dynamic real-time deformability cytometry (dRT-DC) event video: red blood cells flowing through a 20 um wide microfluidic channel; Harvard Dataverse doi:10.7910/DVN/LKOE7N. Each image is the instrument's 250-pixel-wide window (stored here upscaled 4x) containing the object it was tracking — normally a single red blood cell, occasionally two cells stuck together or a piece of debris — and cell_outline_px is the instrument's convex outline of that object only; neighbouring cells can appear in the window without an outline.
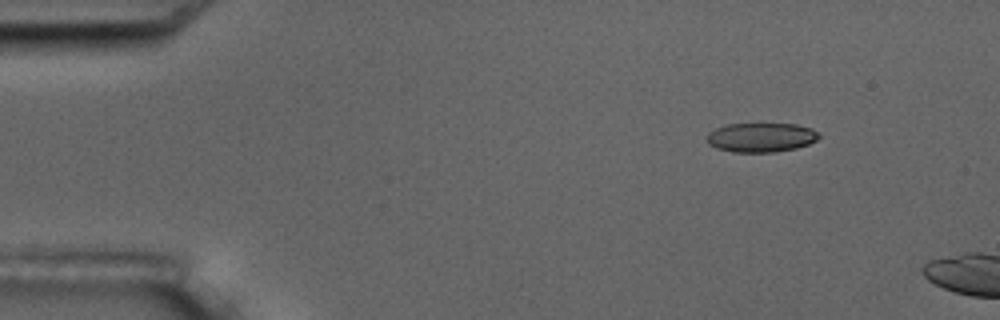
{"species": "common noctule bat (a hibernating species)", "species_latin": "Nyctalus noctula", "temperature_condition": "room temperature", "stored_images_in_passage": 3, "camera_frame_rate_fps": 3000, "um_per_image_px": 0.085, "animal": {"sex": "male", "body_mass_g": 17.5, "forearm_length_mm": 52.3}, "frame": {"image": 1, "passage_image": 2, "time_ms": 1.0, "image_size_px": [1000, 320], "cell_outline_px": [[820, 136], [816, 140], [808, 144], [796, 148], [772, 152], [732, 152], [716, 148], [708, 144], [708, 132], [716, 128], [728, 124], [796, 124], [812, 128]], "centroid_in_image_um": [64.68, 11.68], "position_along_channel_um": 20.3, "area_um2": 19.02}}